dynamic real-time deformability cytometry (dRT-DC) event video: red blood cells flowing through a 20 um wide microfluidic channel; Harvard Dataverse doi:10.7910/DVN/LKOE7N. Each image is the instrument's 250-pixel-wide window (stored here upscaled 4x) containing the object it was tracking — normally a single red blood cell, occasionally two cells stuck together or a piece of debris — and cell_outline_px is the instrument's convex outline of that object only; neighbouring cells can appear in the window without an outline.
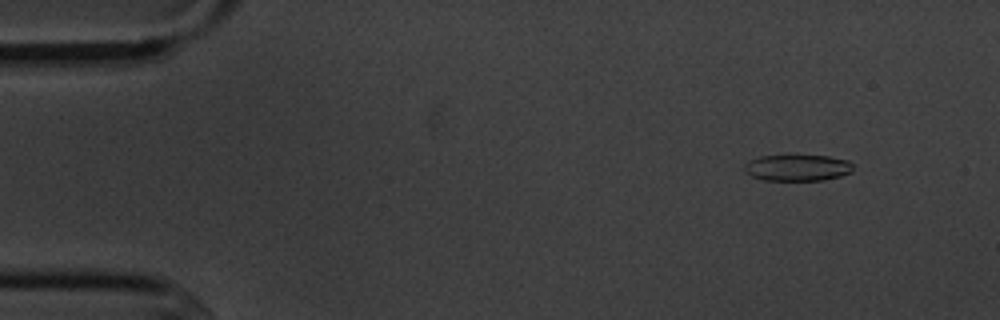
{"species": "common noctule bat (a hibernating species)", "species_latin": "Nyctalus noctula", "temperature_condition": "cold", "stored_images_in_passage": 6, "camera_frame_rate_fps": 3000, "um_per_image_px": 0.085, "animal": {"sex": "male", "body_mass_g": 20.1, "forearm_length_mm": 53.5}, "frame": {"image": 1, "passage_image": 2, "time_ms": 1.0, "image_size_px": [1000, 320], "cell_outline_px": [[852, 172], [840, 176], [824, 180], [760, 180], [744, 172], [744, 164], [748, 160], [760, 156], [784, 152], [828, 156], [848, 160], [852, 164]], "centroid_in_image_um": [67.72, 14.2], "position_along_channel_um": 17.3, "area_um2": 17.69}}
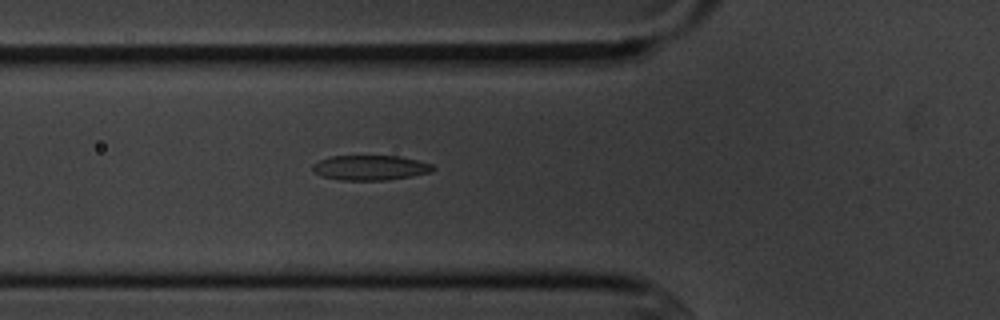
{"frame": {"image": 2, "passage_image": 6, "time_ms": 5.667, "image_size_px": [1000, 320], "cell_outline_px": [[436, 168], [432, 172], [388, 180], [340, 180], [324, 176], [316, 172], [312, 168], [312, 164], [320, 160], [332, 156], [400, 156], [432, 164]], "centroid_in_image_um": [31.51, 14.25], "position_along_channel_um": 94.3, "area_um2": 17.34}}